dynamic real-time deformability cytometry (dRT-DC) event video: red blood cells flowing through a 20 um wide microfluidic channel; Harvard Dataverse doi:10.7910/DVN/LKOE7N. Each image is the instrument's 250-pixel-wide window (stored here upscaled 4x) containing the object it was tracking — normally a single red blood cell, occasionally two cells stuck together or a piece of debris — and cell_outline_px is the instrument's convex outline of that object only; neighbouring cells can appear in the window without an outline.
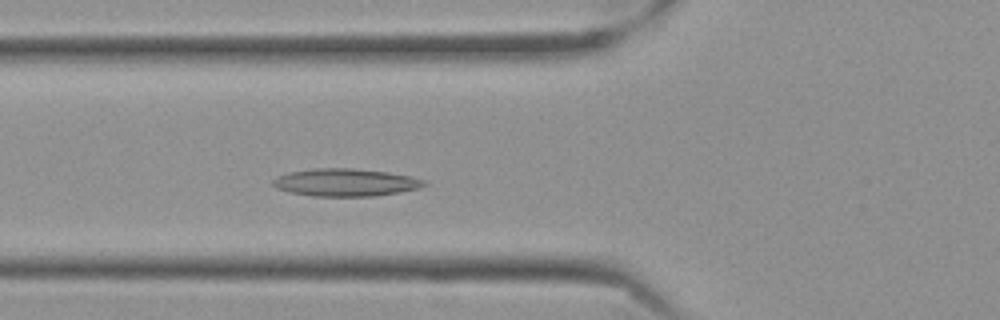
{"species": "Egyptian fruit bat (a non-hibernating species)", "species_latin": "Rousettus aegyptiacus", "temperature_condition": "cold", "stored_images_in_passage": 51, "camera_frame_rate_fps": 3000, "um_per_image_px": 0.085, "frame": {"image": 1, "passage_image": 15, "time_ms": 4.667, "image_size_px": [1000, 320], "cell_outline_px": [[428, 184], [420, 188], [400, 192], [376, 196], [312, 196], [288, 192], [276, 188], [272, 184], [272, 180], [276, 176], [292, 172], [316, 168], [352, 168], [388, 172], [408, 176], [424, 180]], "centroid_in_image_um": [29.36, 15.51], "position_along_channel_um": 96.4, "area_um2": 24.33}}
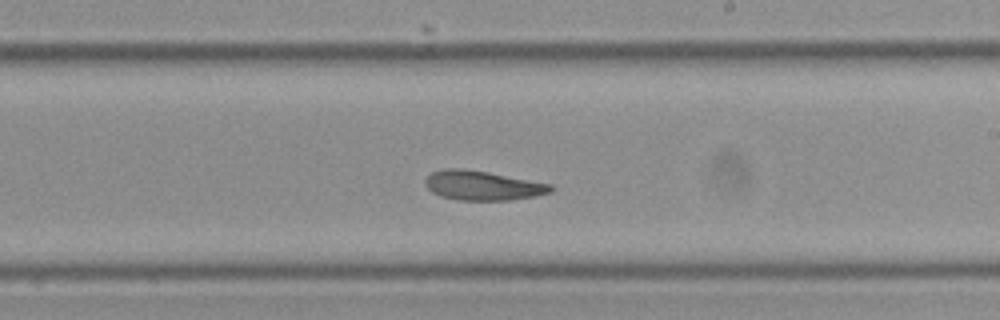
{"frame": {"image": 2, "passage_image": 28, "time_ms": 9.0, "image_size_px": [1000, 320], "cell_outline_px": [[552, 192], [532, 196], [508, 200], [456, 200], [440, 196], [432, 192], [424, 184], [424, 180], [432, 172], [440, 168], [460, 168], [488, 172], [552, 184]], "centroid_in_image_um": [40.97, 15.76], "position_along_channel_um": 248.0, "area_um2": 21.5}}
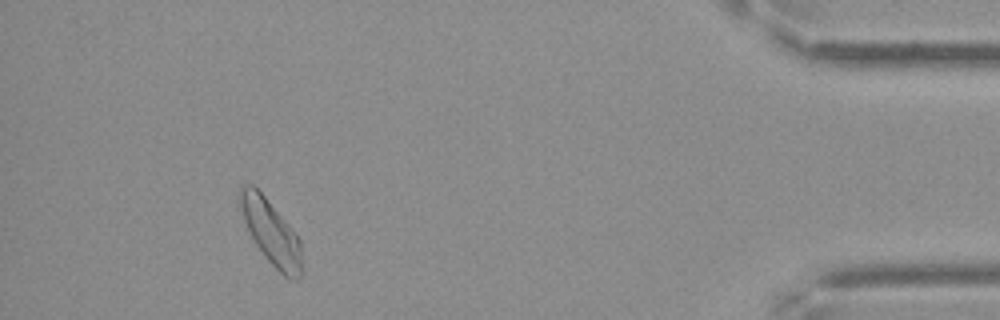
{"frame": {"image": 3, "passage_image": 47, "time_ms": 15.333, "image_size_px": [1000, 320], "cell_outline_px": [[304, 268], [300, 276], [296, 280], [288, 280], [268, 260], [256, 244], [244, 220], [240, 204], [240, 184], [252, 184], [264, 196], [288, 224], [300, 240]], "centroid_in_image_um": [23.09, 19.79], "position_along_channel_um": 412.1, "area_um2": 22.89}, "authors_computed_cell_mechanics": {"area_um2": 22.7732, "velocity_mm_per_s": 3.4907, "shape_relaxation_time_tau1_ms": null, "shape_relaxation_time_tau2_ms": 3.6299, "deformation_change_tau1": null, "deformation_change_tau2": 0.1094}}